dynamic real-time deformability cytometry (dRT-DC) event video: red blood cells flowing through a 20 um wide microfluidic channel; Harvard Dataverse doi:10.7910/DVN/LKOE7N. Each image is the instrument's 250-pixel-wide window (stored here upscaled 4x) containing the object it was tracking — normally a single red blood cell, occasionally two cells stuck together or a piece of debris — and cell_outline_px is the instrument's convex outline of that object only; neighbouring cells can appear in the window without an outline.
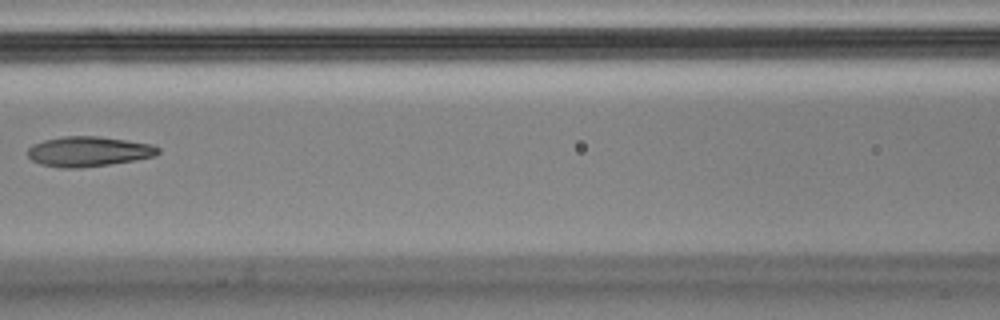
{"species": "Egyptian fruit bat (a non-hibernating species)", "species_latin": "Rousettus aegyptiacus", "temperature_condition": "cold", "stored_images_in_passage": 7, "camera_frame_rate_fps": 3000, "um_per_image_px": 0.085, "animal": {"sex": "male"}, "frame": {"image": 1, "passage_image": 7, "time_ms": 2.0, "image_size_px": [1000, 320], "cell_outline_px": [[160, 152], [156, 156], [108, 164], [76, 168], [60, 168], [40, 164], [32, 160], [28, 156], [28, 148], [32, 144], [44, 140], [64, 136], [96, 136], [152, 144], [160, 148]], "centroid_in_image_um": [7.5, 12.87], "position_along_channel_um": 159.1, "area_um2": 22.66}}